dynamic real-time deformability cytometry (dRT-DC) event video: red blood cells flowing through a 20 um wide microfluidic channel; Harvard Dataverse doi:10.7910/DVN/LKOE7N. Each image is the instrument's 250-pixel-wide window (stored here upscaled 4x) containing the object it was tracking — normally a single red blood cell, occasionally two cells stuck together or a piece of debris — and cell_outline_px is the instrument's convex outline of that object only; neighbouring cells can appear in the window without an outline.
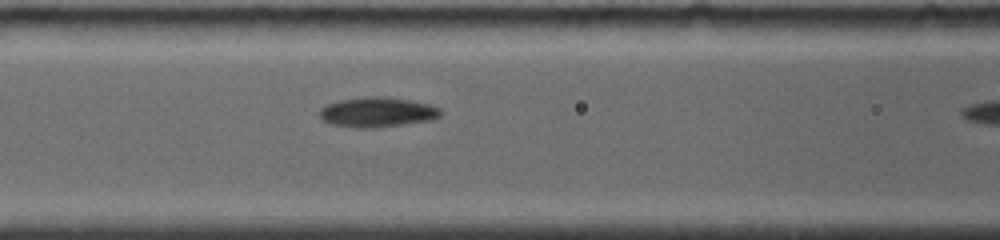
{"species": "common noctule bat (a hibernating species)", "species_latin": "Nyctalus noctula", "temperature_condition": "room temperature", "stored_images_in_passage": 6, "camera_frame_rate_fps": 4000, "um_per_image_px": 0.085, "animal": {"sex": "female", "body_mass_g": 19.0, "forearm_length_mm": 56.7}, "frame": {"image": 1, "passage_image": 6, "time_ms": 3.5, "image_size_px": [1000, 240], "cell_outline_px": [[440, 116], [432, 120], [372, 128], [356, 128], [332, 124], [324, 120], [320, 116], [320, 108], [328, 104], [340, 100], [368, 96], [388, 96], [412, 100], [428, 104], [440, 108]], "centroid_in_image_um": [32.08, 9.52], "position_along_channel_um": 134.5, "area_um2": 21.04}}